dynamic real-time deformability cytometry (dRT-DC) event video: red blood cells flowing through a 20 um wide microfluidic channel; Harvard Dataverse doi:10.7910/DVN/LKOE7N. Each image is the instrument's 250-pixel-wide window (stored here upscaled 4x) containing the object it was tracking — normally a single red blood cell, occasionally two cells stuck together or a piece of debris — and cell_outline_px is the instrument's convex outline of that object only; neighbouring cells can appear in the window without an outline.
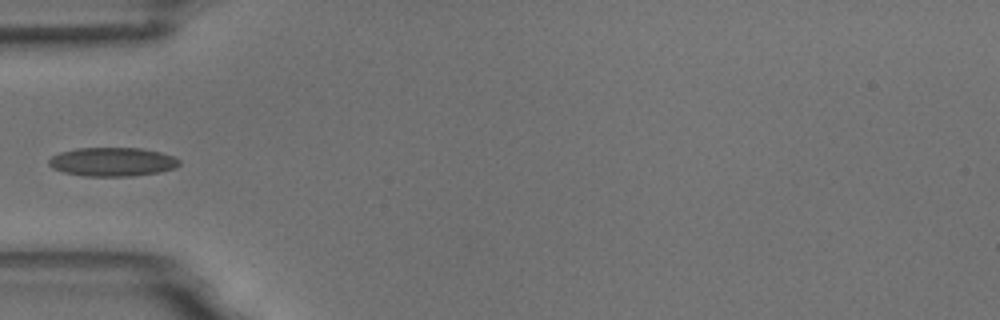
{"species": "common noctule bat (a hibernating species)", "species_latin": "Nyctalus noctula", "temperature_condition": "room temperature", "stored_images_in_passage": 5, "camera_frame_rate_fps": 3000, "um_per_image_px": 0.085, "animal": {"sex": "male", "body_mass_g": 18.8}, "frame": {"image": 1, "passage_image": 4, "time_ms": 3.667, "image_size_px": [1000, 320], "cell_outline_px": [[180, 164], [176, 168], [160, 172], [132, 176], [84, 176], [64, 172], [52, 168], [48, 164], [48, 160], [52, 156], [60, 152], [76, 148], [140, 148], [160, 152], [172, 156], [180, 160]], "centroid_in_image_um": [9.55, 13.76], "position_along_channel_um": 75.4, "area_um2": 21.96}}